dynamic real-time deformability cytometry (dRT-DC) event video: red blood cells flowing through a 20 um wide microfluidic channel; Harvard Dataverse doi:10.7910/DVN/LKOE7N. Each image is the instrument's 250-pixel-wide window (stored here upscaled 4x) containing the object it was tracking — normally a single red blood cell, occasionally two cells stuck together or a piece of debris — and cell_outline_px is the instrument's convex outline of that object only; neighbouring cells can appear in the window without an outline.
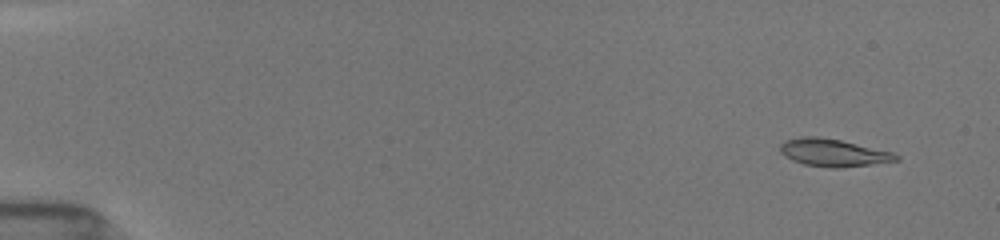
{"species": "common noctule bat (a hibernating species)", "species_latin": "Nyctalus noctula", "temperature_condition": "room temperature", "stored_images_in_passage": 53, "camera_frame_rate_fps": 3000, "um_per_image_px": 0.085, "animal": {"sex": "female", "body_mass_g": 19.5, "forearm_length_mm": 54.1}, "frame": {"image": 1, "passage_image": 4, "time_ms": 1.0, "image_size_px": [1000, 240], "cell_outline_px": [[900, 160], [872, 164], [840, 168], [832, 168], [804, 164], [792, 160], [784, 156], [780, 152], [780, 144], [784, 140], [800, 136], [816, 136], [840, 140], [892, 152], [900, 156]], "centroid_in_image_um": [70.8, 12.97], "position_along_channel_um": 14.2, "area_um2": 18.61}}
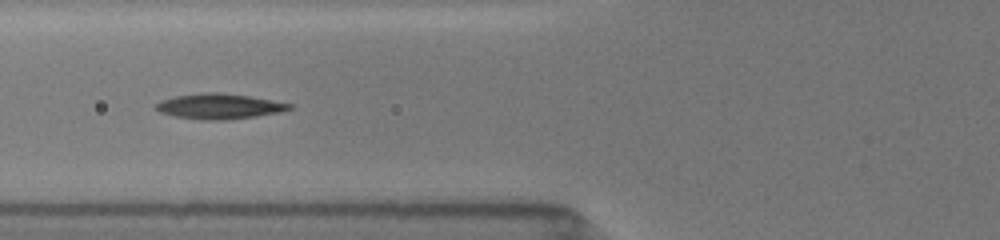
{"frame": {"image": 2, "passage_image": 22, "time_ms": 7.0, "image_size_px": [1000, 240], "cell_outline_px": [[292, 108], [280, 112], [256, 116], [228, 120], [200, 120], [176, 116], [160, 112], [156, 108], [156, 104], [160, 100], [176, 96], [204, 92], [216, 92], [248, 96], [292, 104]], "centroid_in_image_um": [18.62, 9.04], "position_along_channel_um": 107.2, "area_um2": 19.48}}
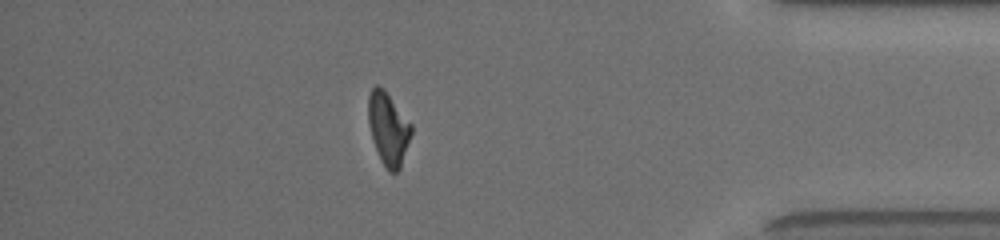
{"frame": {"image": 3, "passage_image": 47, "time_ms": 15.333, "image_size_px": [1000, 240], "cell_outline_px": [[412, 132], [400, 168], [396, 172], [388, 172], [380, 160], [372, 140], [368, 124], [368, 96], [372, 88], [376, 84], [384, 88], [412, 124]], "centroid_in_image_um": [32.98, 10.92], "position_along_channel_um": 402.2, "area_um2": 18.38}, "authors_computed_cell_mechanics": {"area_um2": 18.6116, "velocity_mm_per_s": 3.9201, "shape_relaxation_time_tau1_ms": null, "shape_relaxation_time_tau2_ms": 11.3358, "deformation_change_tau1": null, "deformation_change_tau2": 0.1848}}